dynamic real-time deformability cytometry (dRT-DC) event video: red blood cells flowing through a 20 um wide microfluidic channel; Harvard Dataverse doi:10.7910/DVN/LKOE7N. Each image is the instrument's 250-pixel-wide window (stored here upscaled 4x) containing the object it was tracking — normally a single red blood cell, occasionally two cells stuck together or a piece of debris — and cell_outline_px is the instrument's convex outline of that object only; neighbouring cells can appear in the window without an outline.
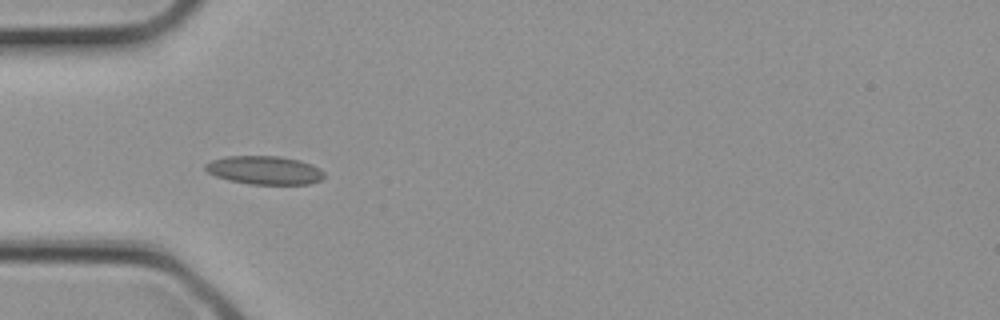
{"species": "common noctule bat (a hibernating species)", "species_latin": "Nyctalus noctula", "temperature_condition": "cold", "stored_images_in_passage": 3, "camera_frame_rate_fps": 3000, "um_per_image_px": 0.085, "animal": {"sex": "female", "body_mass_g": 21.9}, "frame": {"image": 1, "passage_image": 3, "time_ms": 0.667, "image_size_px": [1000, 320], "cell_outline_px": [[324, 176], [320, 180], [308, 184], [248, 184], [228, 180], [216, 176], [208, 172], [204, 168], [204, 164], [212, 160], [224, 156], [280, 156], [300, 160], [312, 164], [320, 168], [324, 172]], "centroid_in_image_um": [22.48, 14.46], "position_along_channel_um": 62.5, "area_um2": 19.83}}